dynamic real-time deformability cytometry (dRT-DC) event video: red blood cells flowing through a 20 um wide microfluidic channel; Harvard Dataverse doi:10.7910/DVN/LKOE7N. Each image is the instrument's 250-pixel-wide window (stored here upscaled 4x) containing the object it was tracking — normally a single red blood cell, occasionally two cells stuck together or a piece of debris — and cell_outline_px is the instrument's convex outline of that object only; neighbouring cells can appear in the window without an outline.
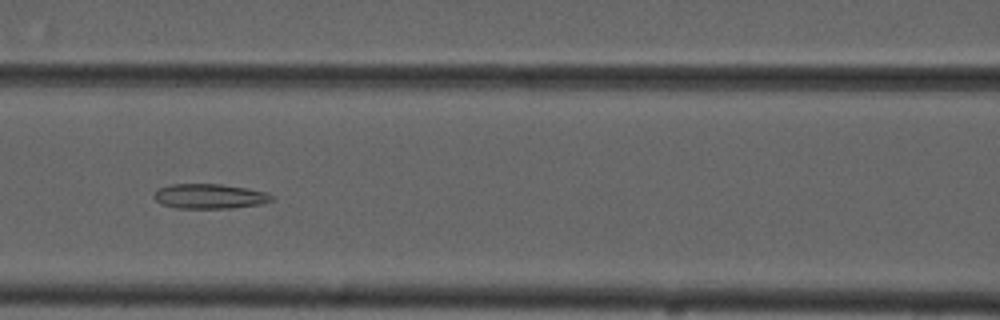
{"species": "common noctule bat (a hibernating species)", "species_latin": "Nyctalus noctula", "temperature_condition": "cold", "stored_images_in_passage": 7, "camera_frame_rate_fps": 3000, "um_per_image_px": 0.085, "animal": {"sex": "male", "forearm_length_mm": 52.5}, "frame": {"image": 1, "passage_image": 7, "time_ms": 7.333, "image_size_px": [1000, 320], "cell_outline_px": [[272, 200], [260, 204], [232, 208], [176, 208], [160, 204], [152, 196], [160, 188], [168, 184], [220, 184], [248, 188], [268, 192], [272, 196]], "centroid_in_image_um": [17.8, 16.68], "position_along_channel_um": 148.8, "area_um2": 17.05}}